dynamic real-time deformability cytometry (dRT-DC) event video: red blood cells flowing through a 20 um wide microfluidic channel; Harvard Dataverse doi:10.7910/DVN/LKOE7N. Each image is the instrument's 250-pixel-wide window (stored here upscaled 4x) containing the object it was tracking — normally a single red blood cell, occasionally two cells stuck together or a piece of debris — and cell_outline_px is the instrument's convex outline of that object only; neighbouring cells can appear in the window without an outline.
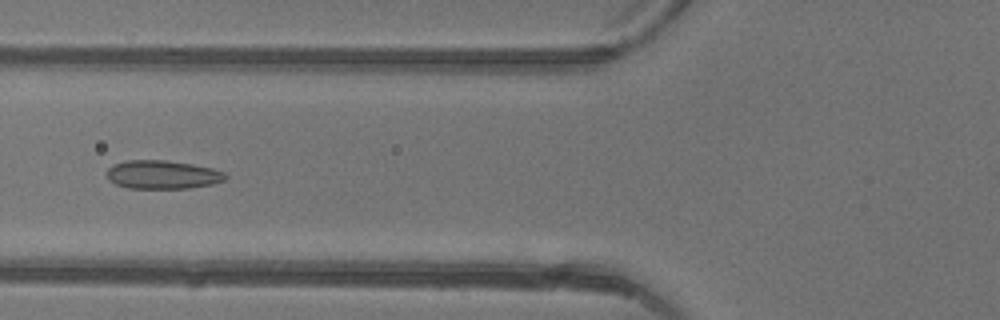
{"species": "common noctule bat (a hibernating species)", "species_latin": "Nyctalus noctula", "temperature_condition": "warm", "stored_images_in_passage": 46, "camera_frame_rate_fps": 3000, "um_per_image_px": 0.085, "animal": {"sex": "female"}, "frame": {"image": 1, "passage_image": 18, "time_ms": 5.667, "image_size_px": [1000, 320], "cell_outline_px": [[228, 176], [224, 180], [212, 184], [188, 188], [128, 188], [116, 184], [108, 180], [108, 168], [112, 164], [124, 160], [164, 160], [192, 164], [212, 168], [224, 172]], "centroid_in_image_um": [13.8, 14.84], "position_along_channel_um": 112.0, "area_um2": 19.71}}
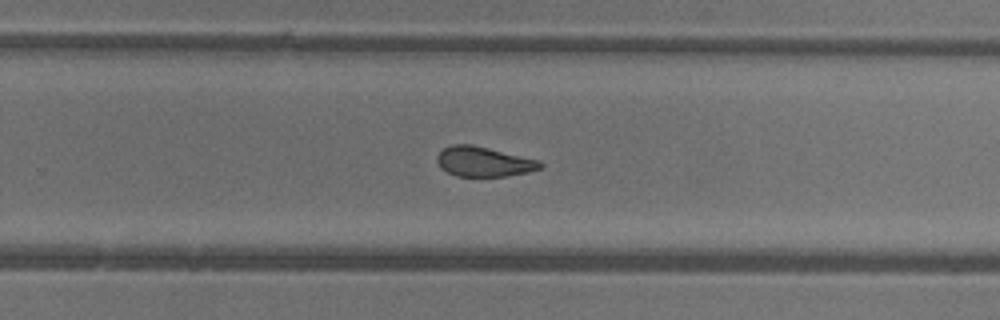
{"frame": {"image": 2, "passage_image": 30, "time_ms": 9.667, "image_size_px": [1000, 320], "cell_outline_px": [[544, 164], [540, 168], [528, 172], [508, 176], [456, 176], [440, 168], [436, 160], [436, 156], [444, 148], [452, 144], [472, 144], [540, 160]], "centroid_in_image_um": [41.11, 13.74], "position_along_channel_um": 288.7, "area_um2": 18.03}}
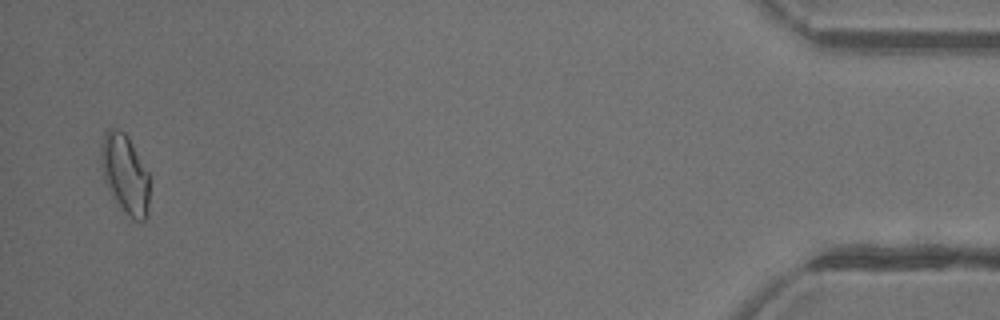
{"frame": {"image": 3, "passage_image": 45, "time_ms": 14.667, "image_size_px": [1000, 320], "cell_outline_px": [[148, 216], [144, 224], [132, 220], [120, 208], [112, 196], [104, 180], [100, 156], [100, 152], [104, 132], [108, 128], [116, 128], [124, 132], [128, 136], [148, 172]], "centroid_in_image_um": [10.63, 14.83], "position_along_channel_um": 424.6, "area_um2": 22.66}, "authors_computed_cell_mechanics": {"area_um2": 19.5653, "velocity_mm_per_s": 4.4317, "shape_relaxation_time_tau1_ms": null, "shape_relaxation_time_tau2_ms": 1.7782, "deformation_change_tau1": null, "deformation_change_tau2": 0.0724}}